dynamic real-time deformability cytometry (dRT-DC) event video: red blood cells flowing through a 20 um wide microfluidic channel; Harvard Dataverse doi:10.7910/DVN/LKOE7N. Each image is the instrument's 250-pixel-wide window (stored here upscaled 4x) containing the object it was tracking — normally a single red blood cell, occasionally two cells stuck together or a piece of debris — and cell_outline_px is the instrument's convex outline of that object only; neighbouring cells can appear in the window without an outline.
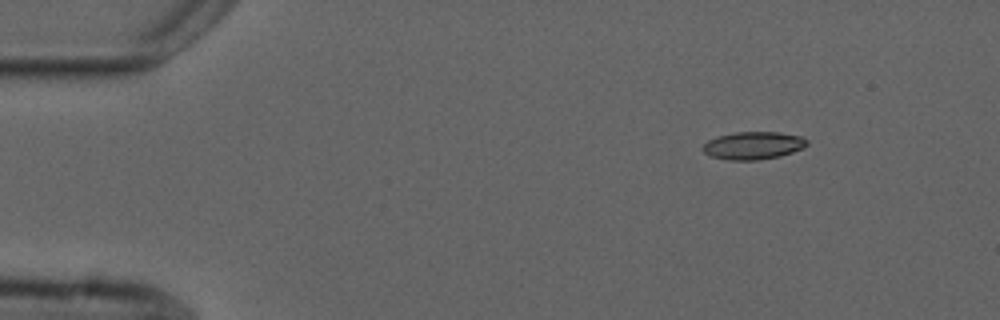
{"species": "common noctule bat (a hibernating species)", "species_latin": "Nyctalus noctula", "temperature_condition": "cold", "stored_images_in_passage": 5, "camera_frame_rate_fps": 3000, "um_per_image_px": 0.085, "animal": {"sex": "male", "forearm_length_mm": 52.5}, "frame": {"image": 1, "passage_image": 1, "time_ms": 0.0, "image_size_px": [1000, 320], "cell_outline_px": [[808, 144], [804, 148], [780, 156], [756, 160], [728, 160], [708, 156], [700, 148], [708, 140], [716, 136], [736, 132], [780, 132], [800, 136], [808, 140]], "centroid_in_image_um": [64.0, 12.37], "position_along_channel_um": 21.0, "area_um2": 16.99}}
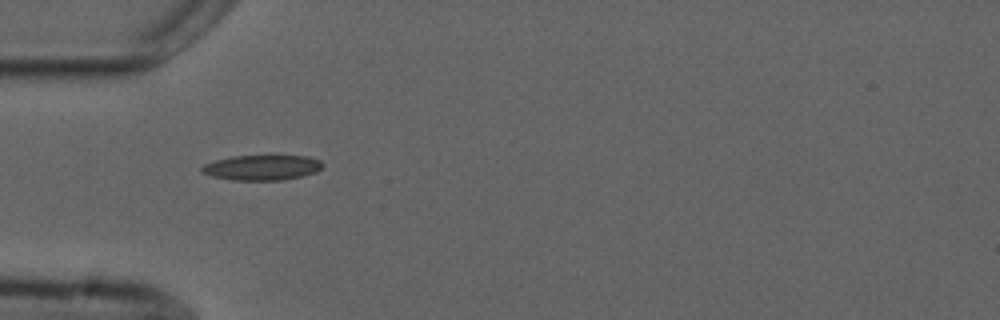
{"frame": {"image": 2, "passage_image": 4, "time_ms": 3.333, "image_size_px": [1000, 320], "cell_outline_px": [[324, 164], [316, 172], [284, 180], [232, 180], [212, 176], [200, 172], [200, 168], [204, 164], [216, 160], [232, 156], [308, 156], [320, 160]], "centroid_in_image_um": [22.25, 14.24], "position_along_channel_um": 62.8, "area_um2": 17.69}}
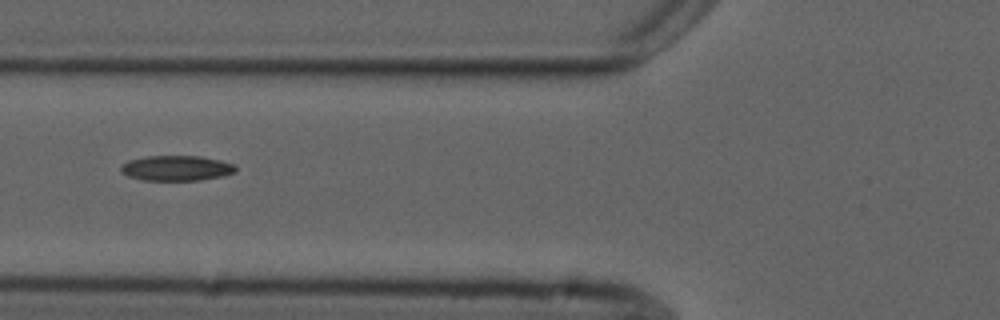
{"frame": {"image": 3, "passage_image": 5, "time_ms": 4.667, "image_size_px": [1000, 320], "cell_outline_px": [[236, 172], [224, 176], [200, 180], [144, 180], [128, 176], [120, 172], [120, 168], [128, 160], [148, 156], [200, 156], [220, 160], [232, 164], [236, 168]], "centroid_in_image_um": [15.0, 14.29], "position_along_channel_um": 110.8, "area_um2": 16.82}}